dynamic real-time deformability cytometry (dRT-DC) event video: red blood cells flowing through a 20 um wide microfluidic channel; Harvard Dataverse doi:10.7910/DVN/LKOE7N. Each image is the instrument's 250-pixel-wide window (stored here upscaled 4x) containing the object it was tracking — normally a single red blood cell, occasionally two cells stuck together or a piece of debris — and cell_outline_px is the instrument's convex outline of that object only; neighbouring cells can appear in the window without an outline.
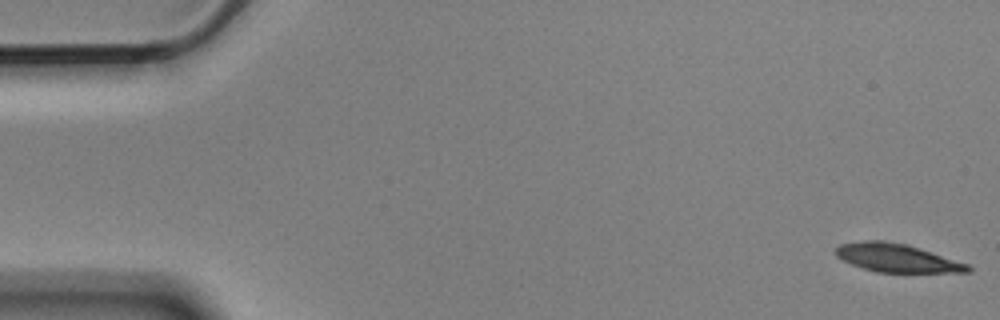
{"species": "Egyptian fruit bat (a non-hibernating species)", "species_latin": "Rousettus aegyptiacus", "temperature_condition": "cold", "stored_images_in_passage": 10, "segment_of_instrument_passage": [1, 2], "camera_frame_rate_fps": 3000, "um_per_image_px": 0.085, "animal": {"sex": "male"}, "frame": {"image": 1, "passage_image": 1, "time_ms": 0.0, "image_size_px": [1000, 320], "cell_outline_px": [[972, 268], [968, 272], [876, 272], [852, 264], [836, 256], [836, 248], [840, 244], [864, 240], [880, 240], [904, 244], [920, 248], [968, 264]], "centroid_in_image_um": [76.23, 21.92], "position_along_channel_um": 8.8, "area_um2": 21.44}}
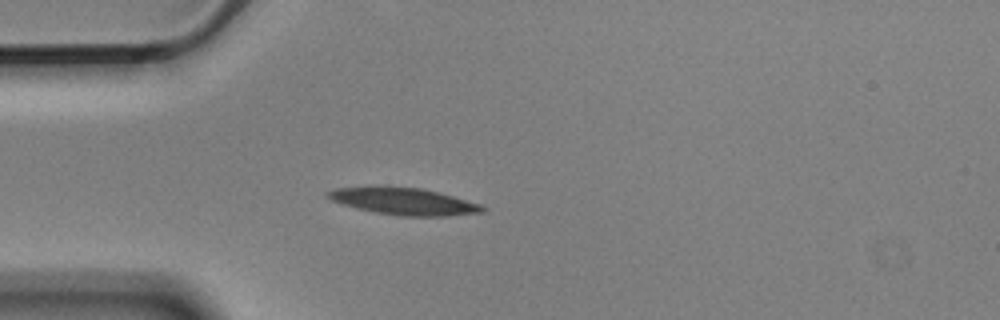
{"frame": {"image": 2, "passage_image": 5, "time_ms": 1.333, "image_size_px": [1000, 320], "cell_outline_px": [[488, 208], [484, 212], [448, 216], [400, 216], [376, 212], [356, 208], [332, 200], [324, 196], [324, 192], [336, 188], [420, 188], [452, 196], [480, 204]], "centroid_in_image_um": [34.36, 17.15], "position_along_channel_um": 50.6, "area_um2": 23.58}}